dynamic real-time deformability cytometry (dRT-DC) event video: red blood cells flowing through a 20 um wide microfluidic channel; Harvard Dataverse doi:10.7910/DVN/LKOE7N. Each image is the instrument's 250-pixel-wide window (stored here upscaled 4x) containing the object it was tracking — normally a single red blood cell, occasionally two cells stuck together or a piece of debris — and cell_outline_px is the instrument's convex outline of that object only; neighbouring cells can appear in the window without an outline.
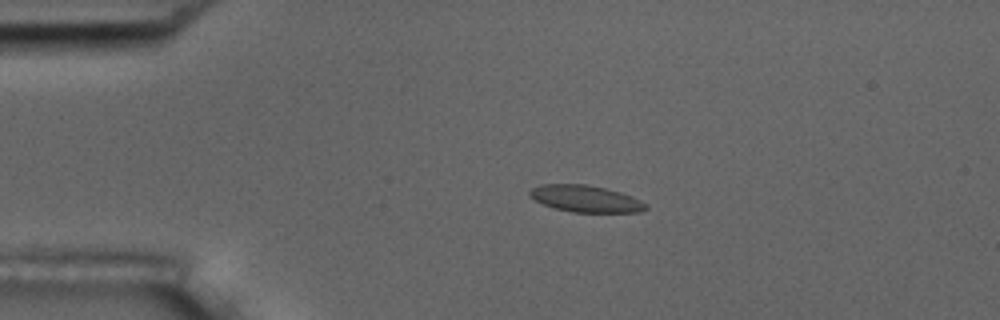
{"species": "common noctule bat (a hibernating species)", "species_latin": "Nyctalus noctula", "temperature_condition": "room temperature", "stored_images_in_passage": 5, "camera_frame_rate_fps": 3000, "um_per_image_px": 0.085, "animal": {"sex": "male", "body_mass_g": 17.5, "forearm_length_mm": 52.3}, "frame": {"image": 1, "passage_image": 4, "time_ms": 3.667, "image_size_px": [1000, 320], "cell_outline_px": [[648, 208], [640, 212], [572, 212], [556, 208], [544, 204], [528, 196], [528, 192], [532, 188], [540, 184], [588, 184], [620, 192], [632, 196], [648, 204]], "centroid_in_image_um": [49.79, 16.88], "position_along_channel_um": 35.2, "area_um2": 18.09}}